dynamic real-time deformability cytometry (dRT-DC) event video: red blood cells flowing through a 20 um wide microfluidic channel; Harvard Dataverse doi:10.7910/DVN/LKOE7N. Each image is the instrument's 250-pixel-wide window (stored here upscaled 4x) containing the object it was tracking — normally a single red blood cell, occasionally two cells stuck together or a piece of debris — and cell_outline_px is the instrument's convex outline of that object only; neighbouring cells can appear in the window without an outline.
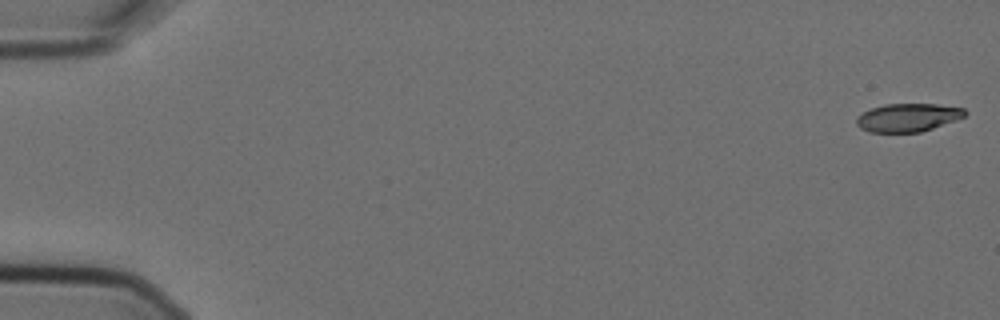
{"species": "Egyptian fruit bat (a non-hibernating species)", "species_latin": "Rousettus aegyptiacus", "temperature_condition": "cold", "stored_images_in_passage": 6, "camera_frame_rate_fps": 3000, "um_per_image_px": 0.085, "animal": {"sex": "female"}, "frame": {"image": 1, "passage_image": 1, "time_ms": 0.0, "image_size_px": [1000, 320], "cell_outline_px": [[968, 112], [964, 116], [956, 120], [920, 132], [868, 132], [860, 128], [856, 124], [856, 116], [872, 108], [884, 104], [936, 104], [964, 108]], "centroid_in_image_um": [77.15, 9.99], "position_along_channel_um": 7.8, "area_um2": 17.8}}
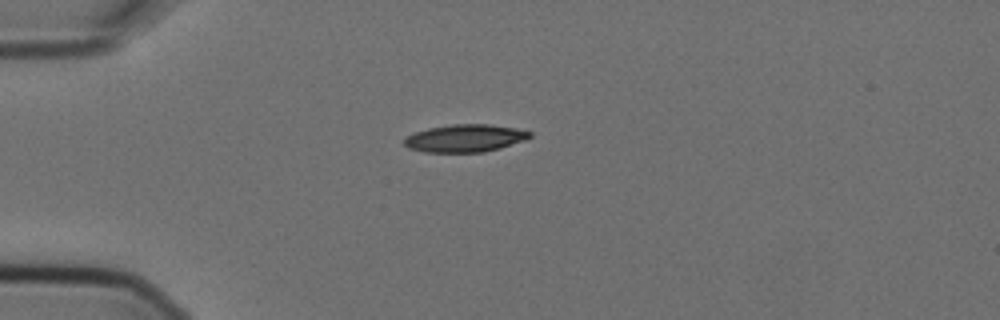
{"frame": {"image": 2, "passage_image": 5, "time_ms": 1.333, "image_size_px": [1000, 320], "cell_outline_px": [[532, 136], [524, 140], [500, 148], [484, 152], [424, 152], [408, 148], [404, 144], [404, 140], [408, 136], [416, 132], [428, 128], [452, 124], [488, 124], [516, 128], [532, 132]], "centroid_in_image_um": [39.54, 11.75], "position_along_channel_um": 45.5, "area_um2": 20.11}}